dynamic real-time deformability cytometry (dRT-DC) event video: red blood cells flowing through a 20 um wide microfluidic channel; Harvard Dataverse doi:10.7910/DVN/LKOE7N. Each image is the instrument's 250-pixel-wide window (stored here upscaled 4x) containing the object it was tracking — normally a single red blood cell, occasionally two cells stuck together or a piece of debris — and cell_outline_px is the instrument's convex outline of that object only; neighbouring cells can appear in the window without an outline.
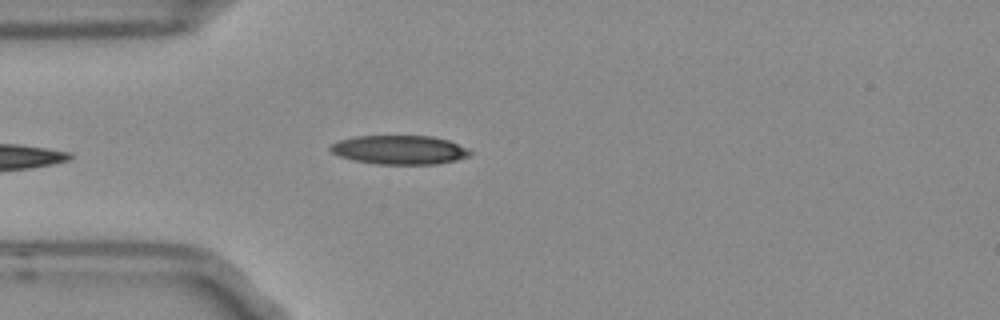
{"species": "Egyptian fruit bat (a non-hibernating species)", "species_latin": "Rousettus aegyptiacus", "temperature_condition": "room temperature", "stored_images_in_passage": 2, "camera_frame_rate_fps": 3000, "um_per_image_px": 0.085, "frame": {"image": 1, "passage_image": 2, "time_ms": 0.333, "image_size_px": [1000, 320], "cell_outline_px": [[472, 152], [468, 156], [456, 160], [436, 164], [376, 164], [352, 160], [340, 156], [332, 152], [328, 148], [332, 144], [340, 140], [356, 136], [432, 136], [448, 140], [468, 148]], "centroid_in_image_um": [33.96, 12.74], "position_along_channel_um": 51.0, "area_um2": 23.52}}